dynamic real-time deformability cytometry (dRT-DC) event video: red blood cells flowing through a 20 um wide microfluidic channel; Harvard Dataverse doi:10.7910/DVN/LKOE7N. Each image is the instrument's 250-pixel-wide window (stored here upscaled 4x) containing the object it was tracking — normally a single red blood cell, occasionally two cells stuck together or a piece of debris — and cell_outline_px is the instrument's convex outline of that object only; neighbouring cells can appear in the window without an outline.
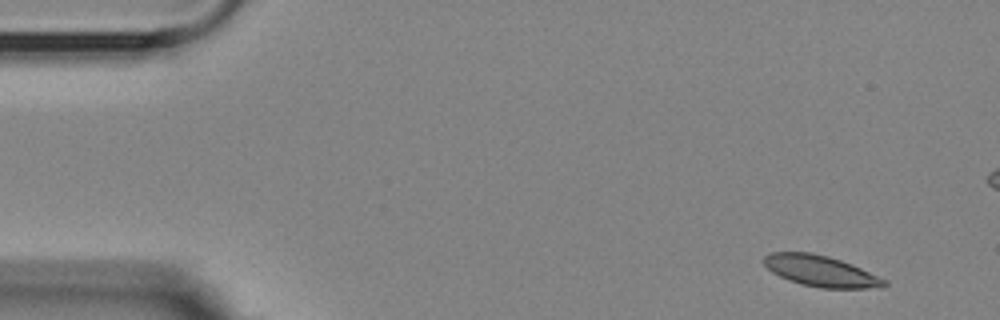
{"species": "Egyptian fruit bat (a non-hibernating species)", "species_latin": "Rousettus aegyptiacus", "temperature_condition": "room temperature", "stored_images_in_passage": 10, "camera_frame_rate_fps": 3000, "um_per_image_px": 0.085, "animal": {"sex": "female"}, "frame": {"image": 1, "passage_image": 1, "time_ms": 0.0, "image_size_px": [1000, 320], "cell_outline_px": [[888, 284], [880, 288], [820, 288], [800, 284], [788, 280], [772, 272], [764, 264], [764, 256], [772, 252], [812, 252], [828, 256], [852, 264], [888, 280]], "centroid_in_image_um": [69.79, 23.04], "position_along_channel_um": 15.2, "area_um2": 21.85}}
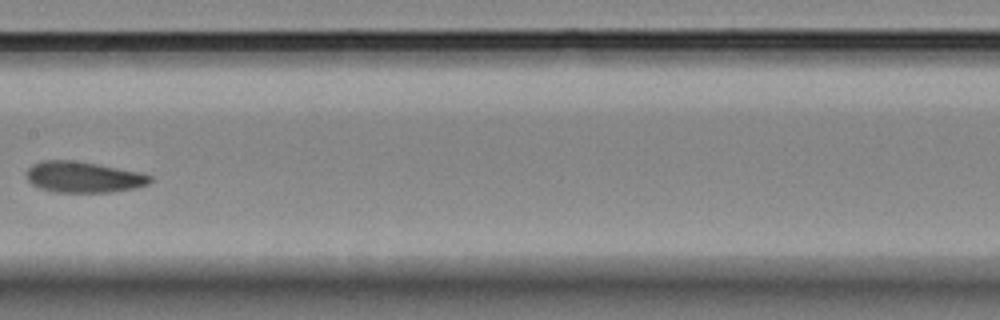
{"frame": {"image": 2, "passage_image": 7, "time_ms": 8.0, "image_size_px": [1000, 320], "cell_outline_px": [[152, 180], [148, 184], [136, 188], [112, 192], [56, 192], [40, 188], [32, 184], [24, 176], [24, 172], [32, 164], [40, 160], [72, 160], [96, 164], [136, 172], [152, 176]], "centroid_in_image_um": [7.02, 15.05], "position_along_channel_um": 200.4, "area_um2": 22.31}}
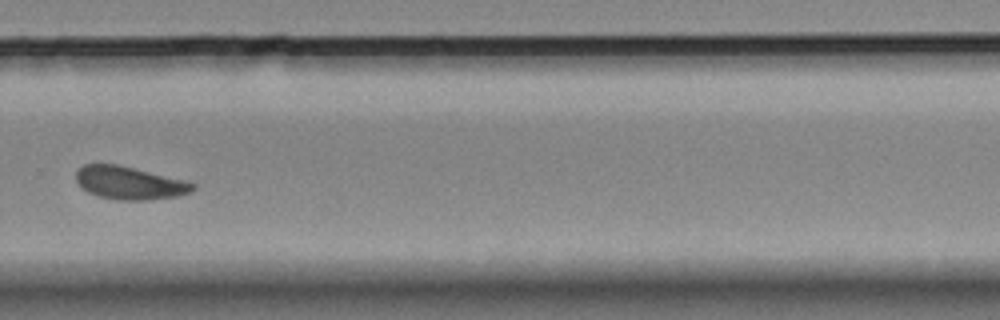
{"frame": {"image": 3, "passage_image": 10, "time_ms": 11.333, "image_size_px": [1000, 320], "cell_outline_px": [[196, 188], [188, 192], [176, 196], [148, 200], [120, 200], [96, 196], [88, 192], [76, 180], [76, 172], [84, 164], [116, 164], [184, 180], [196, 184]], "centroid_in_image_um": [10.99, 15.55], "position_along_channel_um": 318.8, "area_um2": 22.08}}